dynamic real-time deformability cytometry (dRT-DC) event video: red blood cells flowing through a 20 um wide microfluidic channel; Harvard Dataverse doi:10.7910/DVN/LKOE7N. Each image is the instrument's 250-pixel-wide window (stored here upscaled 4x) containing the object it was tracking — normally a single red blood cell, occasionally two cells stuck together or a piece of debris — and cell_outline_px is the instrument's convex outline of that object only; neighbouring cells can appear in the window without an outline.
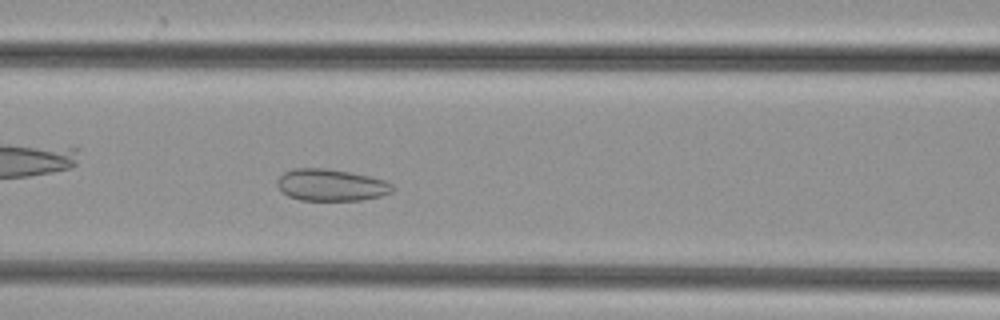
{"species": "common noctule bat (a hibernating species)", "species_latin": "Nyctalus noctula", "temperature_condition": "cold", "stored_images_in_passage": 42, "camera_frame_rate_fps": 3000, "um_per_image_px": 0.085, "animal": {"sex": "female", "body_mass_g": 29.2, "forearm_length_mm": 56.3}, "frame": {"image": 1, "passage_image": 13, "time_ms": 4.0, "image_size_px": [1000, 320], "cell_outline_px": [[396, 188], [392, 192], [380, 196], [360, 200], [300, 200], [288, 196], [280, 192], [276, 184], [276, 180], [284, 172], [292, 168], [324, 168], [352, 172], [384, 180], [392, 184]], "centroid_in_image_um": [28.11, 15.72], "position_along_channel_um": 138.5, "area_um2": 21.62}}
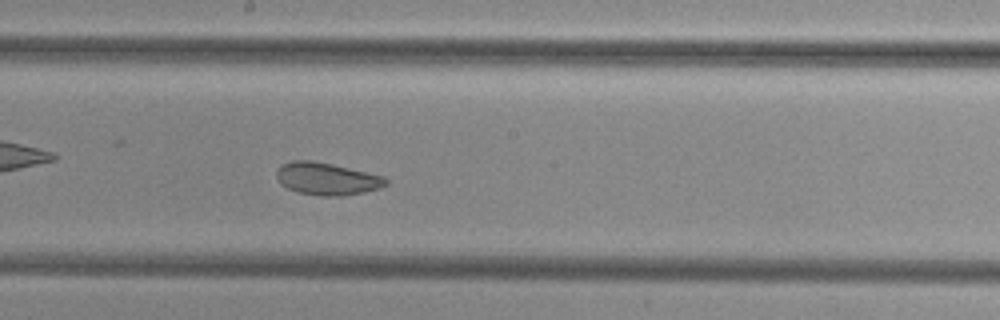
{"frame": {"image": 2, "passage_image": 19, "time_ms": 6.0, "image_size_px": [1000, 320], "cell_outline_px": [[388, 184], [380, 188], [364, 192], [340, 196], [320, 196], [296, 192], [280, 184], [276, 176], [276, 172], [280, 164], [292, 160], [312, 160], [332, 164], [384, 176], [388, 180]], "centroid_in_image_um": [27.76, 15.19], "position_along_channel_um": 220.4, "area_um2": 20.81}}
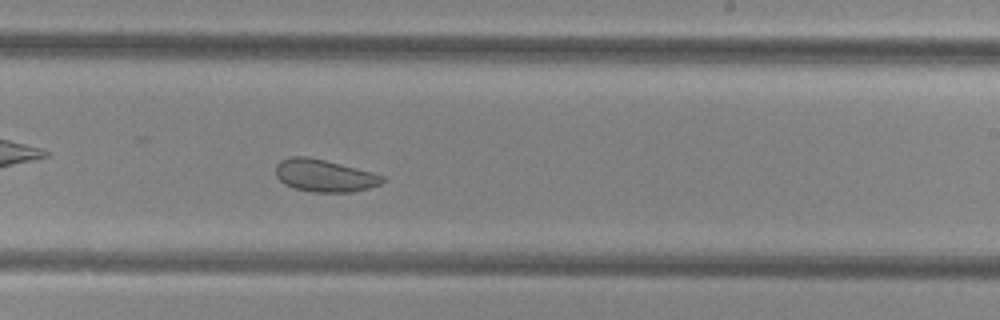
{"frame": {"image": 3, "passage_image": 22, "time_ms": 7.0, "image_size_px": [1000, 320], "cell_outline_px": [[384, 180], [380, 184], [368, 188], [352, 192], [312, 192], [296, 188], [284, 184], [276, 176], [276, 164], [280, 160], [288, 156], [308, 156], [372, 172], [384, 176]], "centroid_in_image_um": [27.54, 14.92], "position_along_channel_um": 261.5, "area_um2": 20.06}}